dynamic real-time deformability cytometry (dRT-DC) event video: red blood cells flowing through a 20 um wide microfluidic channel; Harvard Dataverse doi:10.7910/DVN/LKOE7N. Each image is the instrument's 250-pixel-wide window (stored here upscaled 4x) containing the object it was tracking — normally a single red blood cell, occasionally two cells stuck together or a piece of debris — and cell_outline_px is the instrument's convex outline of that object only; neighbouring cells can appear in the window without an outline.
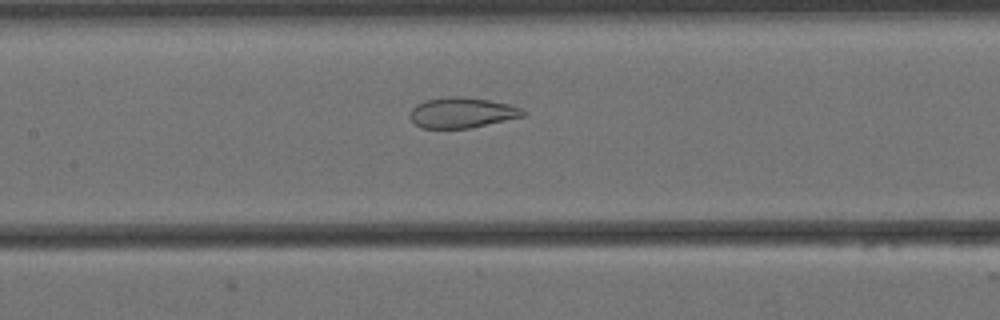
{"species": "Egyptian fruit bat (a non-hibernating species)", "species_latin": "Rousettus aegyptiacus", "temperature_condition": "cold", "stored_images_in_passage": 45, "camera_frame_rate_fps": 3000, "um_per_image_px": 0.085, "animal": {"sex": "female"}, "frame": {"image": 1, "passage_image": 13, "time_ms": 4.0, "image_size_px": [1000, 320], "cell_outline_px": [[528, 112], [524, 116], [468, 128], [420, 128], [408, 116], [408, 112], [416, 104], [424, 100], [448, 96], [456, 96], [488, 100], [508, 104], [520, 108]], "centroid_in_image_um": [39.21, 9.57], "position_along_channel_um": 168.2, "area_um2": 20.0}}
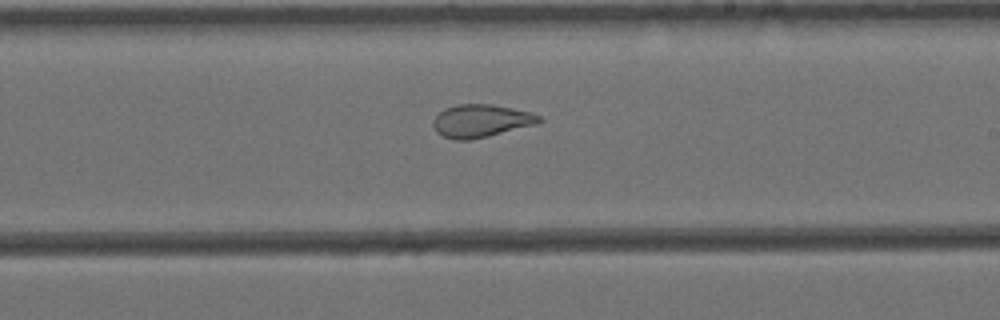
{"frame": {"image": 2, "passage_image": 20, "time_ms": 6.333, "image_size_px": [1000, 320], "cell_outline_px": [[544, 120], [536, 124], [488, 136], [468, 140], [452, 140], [440, 136], [436, 132], [432, 124], [432, 120], [444, 108], [460, 104], [492, 104], [512, 108], [528, 112], [540, 116]], "centroid_in_image_um": [40.84, 10.28], "position_along_channel_um": 248.2, "area_um2": 20.29}}
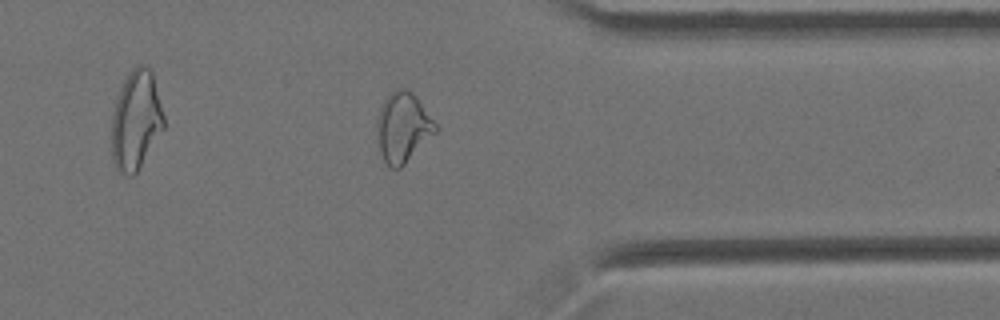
{"frame": {"image": 3, "passage_image": 32, "time_ms": 10.333, "image_size_px": [1000, 320], "cell_outline_px": [[440, 128], [400, 168], [392, 168], [384, 160], [380, 152], [376, 124], [376, 120], [380, 108], [384, 100], [396, 88], [408, 88], [416, 96]], "centroid_in_image_um": [34.26, 10.79], "position_along_channel_um": 377.1, "area_um2": 23.64}, "authors_computed_cell_mechanics": {"area_um2": 23.2356, "velocity_mm_per_s": 3.4523, "shape_relaxation_time_tau1_ms": null, "shape_relaxation_time_tau2_ms": 1.1756, "deformation_change_tau1": null, "deformation_change_tau2": 0.0818}}